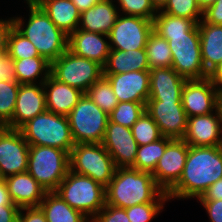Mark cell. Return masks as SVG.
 I'll list each match as a JSON object with an SVG mask.
<instances>
[{
	"label": "cell",
	"instance_id": "cell-46",
	"mask_svg": "<svg viewBox=\"0 0 222 222\" xmlns=\"http://www.w3.org/2000/svg\"><path fill=\"white\" fill-rule=\"evenodd\" d=\"M13 26V17L0 18V54L7 53L8 35Z\"/></svg>",
	"mask_w": 222,
	"mask_h": 222
},
{
	"label": "cell",
	"instance_id": "cell-32",
	"mask_svg": "<svg viewBox=\"0 0 222 222\" xmlns=\"http://www.w3.org/2000/svg\"><path fill=\"white\" fill-rule=\"evenodd\" d=\"M145 48L150 69L172 66V53L168 41L154 30L149 34Z\"/></svg>",
	"mask_w": 222,
	"mask_h": 222
},
{
	"label": "cell",
	"instance_id": "cell-26",
	"mask_svg": "<svg viewBox=\"0 0 222 222\" xmlns=\"http://www.w3.org/2000/svg\"><path fill=\"white\" fill-rule=\"evenodd\" d=\"M37 4L67 35L78 29L81 13L71 0H38Z\"/></svg>",
	"mask_w": 222,
	"mask_h": 222
},
{
	"label": "cell",
	"instance_id": "cell-41",
	"mask_svg": "<svg viewBox=\"0 0 222 222\" xmlns=\"http://www.w3.org/2000/svg\"><path fill=\"white\" fill-rule=\"evenodd\" d=\"M91 222H130V220L124 208L105 204Z\"/></svg>",
	"mask_w": 222,
	"mask_h": 222
},
{
	"label": "cell",
	"instance_id": "cell-33",
	"mask_svg": "<svg viewBox=\"0 0 222 222\" xmlns=\"http://www.w3.org/2000/svg\"><path fill=\"white\" fill-rule=\"evenodd\" d=\"M86 94L108 115L119 103L109 81L104 76L93 83Z\"/></svg>",
	"mask_w": 222,
	"mask_h": 222
},
{
	"label": "cell",
	"instance_id": "cell-11",
	"mask_svg": "<svg viewBox=\"0 0 222 222\" xmlns=\"http://www.w3.org/2000/svg\"><path fill=\"white\" fill-rule=\"evenodd\" d=\"M152 31L153 20L120 14L108 34L110 49L122 51L144 49Z\"/></svg>",
	"mask_w": 222,
	"mask_h": 222
},
{
	"label": "cell",
	"instance_id": "cell-13",
	"mask_svg": "<svg viewBox=\"0 0 222 222\" xmlns=\"http://www.w3.org/2000/svg\"><path fill=\"white\" fill-rule=\"evenodd\" d=\"M181 102L188 118L206 115L220 106V93L208 77L186 80Z\"/></svg>",
	"mask_w": 222,
	"mask_h": 222
},
{
	"label": "cell",
	"instance_id": "cell-34",
	"mask_svg": "<svg viewBox=\"0 0 222 222\" xmlns=\"http://www.w3.org/2000/svg\"><path fill=\"white\" fill-rule=\"evenodd\" d=\"M146 111V103L119 102L108 115L110 122L131 128Z\"/></svg>",
	"mask_w": 222,
	"mask_h": 222
},
{
	"label": "cell",
	"instance_id": "cell-3",
	"mask_svg": "<svg viewBox=\"0 0 222 222\" xmlns=\"http://www.w3.org/2000/svg\"><path fill=\"white\" fill-rule=\"evenodd\" d=\"M28 8L27 19L13 17L14 27L51 63L68 49L69 35L59 29L38 4H29Z\"/></svg>",
	"mask_w": 222,
	"mask_h": 222
},
{
	"label": "cell",
	"instance_id": "cell-19",
	"mask_svg": "<svg viewBox=\"0 0 222 222\" xmlns=\"http://www.w3.org/2000/svg\"><path fill=\"white\" fill-rule=\"evenodd\" d=\"M46 110L43 83L20 84L13 117L4 127L19 130L29 120Z\"/></svg>",
	"mask_w": 222,
	"mask_h": 222
},
{
	"label": "cell",
	"instance_id": "cell-28",
	"mask_svg": "<svg viewBox=\"0 0 222 222\" xmlns=\"http://www.w3.org/2000/svg\"><path fill=\"white\" fill-rule=\"evenodd\" d=\"M39 207L47 222H91L81 212L71 208L56 192H46Z\"/></svg>",
	"mask_w": 222,
	"mask_h": 222
},
{
	"label": "cell",
	"instance_id": "cell-29",
	"mask_svg": "<svg viewBox=\"0 0 222 222\" xmlns=\"http://www.w3.org/2000/svg\"><path fill=\"white\" fill-rule=\"evenodd\" d=\"M14 69L19 84H40L49 76L51 63L44 57L14 60Z\"/></svg>",
	"mask_w": 222,
	"mask_h": 222
},
{
	"label": "cell",
	"instance_id": "cell-1",
	"mask_svg": "<svg viewBox=\"0 0 222 222\" xmlns=\"http://www.w3.org/2000/svg\"><path fill=\"white\" fill-rule=\"evenodd\" d=\"M222 178V146H189L184 170L177 184L167 193L170 200L201 197Z\"/></svg>",
	"mask_w": 222,
	"mask_h": 222
},
{
	"label": "cell",
	"instance_id": "cell-38",
	"mask_svg": "<svg viewBox=\"0 0 222 222\" xmlns=\"http://www.w3.org/2000/svg\"><path fill=\"white\" fill-rule=\"evenodd\" d=\"M160 11L193 20L196 24L203 18V11L198 6L197 0H167Z\"/></svg>",
	"mask_w": 222,
	"mask_h": 222
},
{
	"label": "cell",
	"instance_id": "cell-15",
	"mask_svg": "<svg viewBox=\"0 0 222 222\" xmlns=\"http://www.w3.org/2000/svg\"><path fill=\"white\" fill-rule=\"evenodd\" d=\"M146 111L164 137L183 139L188 117L181 101H147Z\"/></svg>",
	"mask_w": 222,
	"mask_h": 222
},
{
	"label": "cell",
	"instance_id": "cell-8",
	"mask_svg": "<svg viewBox=\"0 0 222 222\" xmlns=\"http://www.w3.org/2000/svg\"><path fill=\"white\" fill-rule=\"evenodd\" d=\"M67 117L75 144L102 143L109 120L108 114L100 109L86 93Z\"/></svg>",
	"mask_w": 222,
	"mask_h": 222
},
{
	"label": "cell",
	"instance_id": "cell-43",
	"mask_svg": "<svg viewBox=\"0 0 222 222\" xmlns=\"http://www.w3.org/2000/svg\"><path fill=\"white\" fill-rule=\"evenodd\" d=\"M17 222H47L42 209L37 207L20 208Z\"/></svg>",
	"mask_w": 222,
	"mask_h": 222
},
{
	"label": "cell",
	"instance_id": "cell-16",
	"mask_svg": "<svg viewBox=\"0 0 222 222\" xmlns=\"http://www.w3.org/2000/svg\"><path fill=\"white\" fill-rule=\"evenodd\" d=\"M101 144L111 155L116 168L133 167L138 144L133 137L131 128L108 120Z\"/></svg>",
	"mask_w": 222,
	"mask_h": 222
},
{
	"label": "cell",
	"instance_id": "cell-18",
	"mask_svg": "<svg viewBox=\"0 0 222 222\" xmlns=\"http://www.w3.org/2000/svg\"><path fill=\"white\" fill-rule=\"evenodd\" d=\"M118 102L147 103L150 94V71H129L121 74H104Z\"/></svg>",
	"mask_w": 222,
	"mask_h": 222
},
{
	"label": "cell",
	"instance_id": "cell-5",
	"mask_svg": "<svg viewBox=\"0 0 222 222\" xmlns=\"http://www.w3.org/2000/svg\"><path fill=\"white\" fill-rule=\"evenodd\" d=\"M19 130L30 146L56 147L70 153L75 145L68 117L47 110L29 120Z\"/></svg>",
	"mask_w": 222,
	"mask_h": 222
},
{
	"label": "cell",
	"instance_id": "cell-14",
	"mask_svg": "<svg viewBox=\"0 0 222 222\" xmlns=\"http://www.w3.org/2000/svg\"><path fill=\"white\" fill-rule=\"evenodd\" d=\"M189 145L183 139H173L152 172L157 185L168 193L182 176Z\"/></svg>",
	"mask_w": 222,
	"mask_h": 222
},
{
	"label": "cell",
	"instance_id": "cell-21",
	"mask_svg": "<svg viewBox=\"0 0 222 222\" xmlns=\"http://www.w3.org/2000/svg\"><path fill=\"white\" fill-rule=\"evenodd\" d=\"M150 94L147 101H181L186 79L172 67L150 69Z\"/></svg>",
	"mask_w": 222,
	"mask_h": 222
},
{
	"label": "cell",
	"instance_id": "cell-53",
	"mask_svg": "<svg viewBox=\"0 0 222 222\" xmlns=\"http://www.w3.org/2000/svg\"><path fill=\"white\" fill-rule=\"evenodd\" d=\"M151 2L157 10H161L166 4L167 0H151Z\"/></svg>",
	"mask_w": 222,
	"mask_h": 222
},
{
	"label": "cell",
	"instance_id": "cell-55",
	"mask_svg": "<svg viewBox=\"0 0 222 222\" xmlns=\"http://www.w3.org/2000/svg\"><path fill=\"white\" fill-rule=\"evenodd\" d=\"M220 107L222 109V93H220Z\"/></svg>",
	"mask_w": 222,
	"mask_h": 222
},
{
	"label": "cell",
	"instance_id": "cell-37",
	"mask_svg": "<svg viewBox=\"0 0 222 222\" xmlns=\"http://www.w3.org/2000/svg\"><path fill=\"white\" fill-rule=\"evenodd\" d=\"M20 84L0 80V127L5 126L13 117Z\"/></svg>",
	"mask_w": 222,
	"mask_h": 222
},
{
	"label": "cell",
	"instance_id": "cell-17",
	"mask_svg": "<svg viewBox=\"0 0 222 222\" xmlns=\"http://www.w3.org/2000/svg\"><path fill=\"white\" fill-rule=\"evenodd\" d=\"M183 140L189 146H222V109L188 118L186 134Z\"/></svg>",
	"mask_w": 222,
	"mask_h": 222
},
{
	"label": "cell",
	"instance_id": "cell-6",
	"mask_svg": "<svg viewBox=\"0 0 222 222\" xmlns=\"http://www.w3.org/2000/svg\"><path fill=\"white\" fill-rule=\"evenodd\" d=\"M70 170L69 153L48 146H29L27 172L46 190L52 192Z\"/></svg>",
	"mask_w": 222,
	"mask_h": 222
},
{
	"label": "cell",
	"instance_id": "cell-22",
	"mask_svg": "<svg viewBox=\"0 0 222 222\" xmlns=\"http://www.w3.org/2000/svg\"><path fill=\"white\" fill-rule=\"evenodd\" d=\"M11 202L19 208L37 207L46 190L28 173H18L4 178Z\"/></svg>",
	"mask_w": 222,
	"mask_h": 222
},
{
	"label": "cell",
	"instance_id": "cell-44",
	"mask_svg": "<svg viewBox=\"0 0 222 222\" xmlns=\"http://www.w3.org/2000/svg\"><path fill=\"white\" fill-rule=\"evenodd\" d=\"M202 20L205 23L222 25V0H216L214 4L208 6L203 11Z\"/></svg>",
	"mask_w": 222,
	"mask_h": 222
},
{
	"label": "cell",
	"instance_id": "cell-23",
	"mask_svg": "<svg viewBox=\"0 0 222 222\" xmlns=\"http://www.w3.org/2000/svg\"><path fill=\"white\" fill-rule=\"evenodd\" d=\"M46 109L57 115L68 116L83 92L75 87L59 82L51 75L43 82Z\"/></svg>",
	"mask_w": 222,
	"mask_h": 222
},
{
	"label": "cell",
	"instance_id": "cell-7",
	"mask_svg": "<svg viewBox=\"0 0 222 222\" xmlns=\"http://www.w3.org/2000/svg\"><path fill=\"white\" fill-rule=\"evenodd\" d=\"M70 170L88 176L106 187L112 180L116 165L101 143H78L69 153Z\"/></svg>",
	"mask_w": 222,
	"mask_h": 222
},
{
	"label": "cell",
	"instance_id": "cell-20",
	"mask_svg": "<svg viewBox=\"0 0 222 222\" xmlns=\"http://www.w3.org/2000/svg\"><path fill=\"white\" fill-rule=\"evenodd\" d=\"M68 49L77 56L87 58L104 66L110 53L106 34L76 29L69 35Z\"/></svg>",
	"mask_w": 222,
	"mask_h": 222
},
{
	"label": "cell",
	"instance_id": "cell-24",
	"mask_svg": "<svg viewBox=\"0 0 222 222\" xmlns=\"http://www.w3.org/2000/svg\"><path fill=\"white\" fill-rule=\"evenodd\" d=\"M120 15L114 0H101L81 12L78 29L108 35Z\"/></svg>",
	"mask_w": 222,
	"mask_h": 222
},
{
	"label": "cell",
	"instance_id": "cell-54",
	"mask_svg": "<svg viewBox=\"0 0 222 222\" xmlns=\"http://www.w3.org/2000/svg\"><path fill=\"white\" fill-rule=\"evenodd\" d=\"M25 1H26V4L29 5V4H37L38 0H24V2Z\"/></svg>",
	"mask_w": 222,
	"mask_h": 222
},
{
	"label": "cell",
	"instance_id": "cell-45",
	"mask_svg": "<svg viewBox=\"0 0 222 222\" xmlns=\"http://www.w3.org/2000/svg\"><path fill=\"white\" fill-rule=\"evenodd\" d=\"M209 217V222H222V200L199 201Z\"/></svg>",
	"mask_w": 222,
	"mask_h": 222
},
{
	"label": "cell",
	"instance_id": "cell-39",
	"mask_svg": "<svg viewBox=\"0 0 222 222\" xmlns=\"http://www.w3.org/2000/svg\"><path fill=\"white\" fill-rule=\"evenodd\" d=\"M120 14L154 20L158 10L151 0H114Z\"/></svg>",
	"mask_w": 222,
	"mask_h": 222
},
{
	"label": "cell",
	"instance_id": "cell-27",
	"mask_svg": "<svg viewBox=\"0 0 222 222\" xmlns=\"http://www.w3.org/2000/svg\"><path fill=\"white\" fill-rule=\"evenodd\" d=\"M143 70H150L146 48L129 51L111 49L103 66V74H121Z\"/></svg>",
	"mask_w": 222,
	"mask_h": 222
},
{
	"label": "cell",
	"instance_id": "cell-25",
	"mask_svg": "<svg viewBox=\"0 0 222 222\" xmlns=\"http://www.w3.org/2000/svg\"><path fill=\"white\" fill-rule=\"evenodd\" d=\"M201 57L207 73L222 62V25L198 23Z\"/></svg>",
	"mask_w": 222,
	"mask_h": 222
},
{
	"label": "cell",
	"instance_id": "cell-40",
	"mask_svg": "<svg viewBox=\"0 0 222 222\" xmlns=\"http://www.w3.org/2000/svg\"><path fill=\"white\" fill-rule=\"evenodd\" d=\"M165 203H145L125 208L130 222H152L164 209Z\"/></svg>",
	"mask_w": 222,
	"mask_h": 222
},
{
	"label": "cell",
	"instance_id": "cell-30",
	"mask_svg": "<svg viewBox=\"0 0 222 222\" xmlns=\"http://www.w3.org/2000/svg\"><path fill=\"white\" fill-rule=\"evenodd\" d=\"M172 140L163 136L155 142L138 146L137 156L132 168L152 173L159 159L163 156L166 146Z\"/></svg>",
	"mask_w": 222,
	"mask_h": 222
},
{
	"label": "cell",
	"instance_id": "cell-9",
	"mask_svg": "<svg viewBox=\"0 0 222 222\" xmlns=\"http://www.w3.org/2000/svg\"><path fill=\"white\" fill-rule=\"evenodd\" d=\"M50 75L59 82L86 93L93 83L101 79L103 66L80 57L67 49L58 59L51 62Z\"/></svg>",
	"mask_w": 222,
	"mask_h": 222
},
{
	"label": "cell",
	"instance_id": "cell-48",
	"mask_svg": "<svg viewBox=\"0 0 222 222\" xmlns=\"http://www.w3.org/2000/svg\"><path fill=\"white\" fill-rule=\"evenodd\" d=\"M19 209L17 205H1L0 222H17Z\"/></svg>",
	"mask_w": 222,
	"mask_h": 222
},
{
	"label": "cell",
	"instance_id": "cell-2",
	"mask_svg": "<svg viewBox=\"0 0 222 222\" xmlns=\"http://www.w3.org/2000/svg\"><path fill=\"white\" fill-rule=\"evenodd\" d=\"M106 204L128 208L145 203H166L165 193L156 183L151 172L132 167L116 168L110 183L105 187Z\"/></svg>",
	"mask_w": 222,
	"mask_h": 222
},
{
	"label": "cell",
	"instance_id": "cell-12",
	"mask_svg": "<svg viewBox=\"0 0 222 222\" xmlns=\"http://www.w3.org/2000/svg\"><path fill=\"white\" fill-rule=\"evenodd\" d=\"M29 146L20 130L0 127V178L27 172Z\"/></svg>",
	"mask_w": 222,
	"mask_h": 222
},
{
	"label": "cell",
	"instance_id": "cell-42",
	"mask_svg": "<svg viewBox=\"0 0 222 222\" xmlns=\"http://www.w3.org/2000/svg\"><path fill=\"white\" fill-rule=\"evenodd\" d=\"M0 80L17 82L14 60L10 58L7 53L0 54Z\"/></svg>",
	"mask_w": 222,
	"mask_h": 222
},
{
	"label": "cell",
	"instance_id": "cell-31",
	"mask_svg": "<svg viewBox=\"0 0 222 222\" xmlns=\"http://www.w3.org/2000/svg\"><path fill=\"white\" fill-rule=\"evenodd\" d=\"M197 24L190 19L169 15L158 10L153 20V30L160 36H178L189 33Z\"/></svg>",
	"mask_w": 222,
	"mask_h": 222
},
{
	"label": "cell",
	"instance_id": "cell-35",
	"mask_svg": "<svg viewBox=\"0 0 222 222\" xmlns=\"http://www.w3.org/2000/svg\"><path fill=\"white\" fill-rule=\"evenodd\" d=\"M7 55L13 60L42 57L35 46L14 26L8 35Z\"/></svg>",
	"mask_w": 222,
	"mask_h": 222
},
{
	"label": "cell",
	"instance_id": "cell-52",
	"mask_svg": "<svg viewBox=\"0 0 222 222\" xmlns=\"http://www.w3.org/2000/svg\"><path fill=\"white\" fill-rule=\"evenodd\" d=\"M216 0H197L198 6L204 11L208 6L214 4Z\"/></svg>",
	"mask_w": 222,
	"mask_h": 222
},
{
	"label": "cell",
	"instance_id": "cell-10",
	"mask_svg": "<svg viewBox=\"0 0 222 222\" xmlns=\"http://www.w3.org/2000/svg\"><path fill=\"white\" fill-rule=\"evenodd\" d=\"M168 41L172 53V68L186 80L203 79L208 73L203 67L198 24L187 34L161 36Z\"/></svg>",
	"mask_w": 222,
	"mask_h": 222
},
{
	"label": "cell",
	"instance_id": "cell-51",
	"mask_svg": "<svg viewBox=\"0 0 222 222\" xmlns=\"http://www.w3.org/2000/svg\"><path fill=\"white\" fill-rule=\"evenodd\" d=\"M71 1L73 2V4L78 8V10L81 13L85 10H88L89 8H92L101 0H71Z\"/></svg>",
	"mask_w": 222,
	"mask_h": 222
},
{
	"label": "cell",
	"instance_id": "cell-4",
	"mask_svg": "<svg viewBox=\"0 0 222 222\" xmlns=\"http://www.w3.org/2000/svg\"><path fill=\"white\" fill-rule=\"evenodd\" d=\"M56 192L71 208L90 221L106 204L105 187L92 178L68 171Z\"/></svg>",
	"mask_w": 222,
	"mask_h": 222
},
{
	"label": "cell",
	"instance_id": "cell-50",
	"mask_svg": "<svg viewBox=\"0 0 222 222\" xmlns=\"http://www.w3.org/2000/svg\"><path fill=\"white\" fill-rule=\"evenodd\" d=\"M1 205H15L11 202L4 179L0 178V206Z\"/></svg>",
	"mask_w": 222,
	"mask_h": 222
},
{
	"label": "cell",
	"instance_id": "cell-36",
	"mask_svg": "<svg viewBox=\"0 0 222 222\" xmlns=\"http://www.w3.org/2000/svg\"><path fill=\"white\" fill-rule=\"evenodd\" d=\"M131 131L138 146L147 145L163 137L158 125L147 111L133 124Z\"/></svg>",
	"mask_w": 222,
	"mask_h": 222
},
{
	"label": "cell",
	"instance_id": "cell-49",
	"mask_svg": "<svg viewBox=\"0 0 222 222\" xmlns=\"http://www.w3.org/2000/svg\"><path fill=\"white\" fill-rule=\"evenodd\" d=\"M208 78L219 93H222V62L208 73Z\"/></svg>",
	"mask_w": 222,
	"mask_h": 222
},
{
	"label": "cell",
	"instance_id": "cell-47",
	"mask_svg": "<svg viewBox=\"0 0 222 222\" xmlns=\"http://www.w3.org/2000/svg\"><path fill=\"white\" fill-rule=\"evenodd\" d=\"M198 201L222 200V178L210 185L201 195Z\"/></svg>",
	"mask_w": 222,
	"mask_h": 222
}]
</instances>
